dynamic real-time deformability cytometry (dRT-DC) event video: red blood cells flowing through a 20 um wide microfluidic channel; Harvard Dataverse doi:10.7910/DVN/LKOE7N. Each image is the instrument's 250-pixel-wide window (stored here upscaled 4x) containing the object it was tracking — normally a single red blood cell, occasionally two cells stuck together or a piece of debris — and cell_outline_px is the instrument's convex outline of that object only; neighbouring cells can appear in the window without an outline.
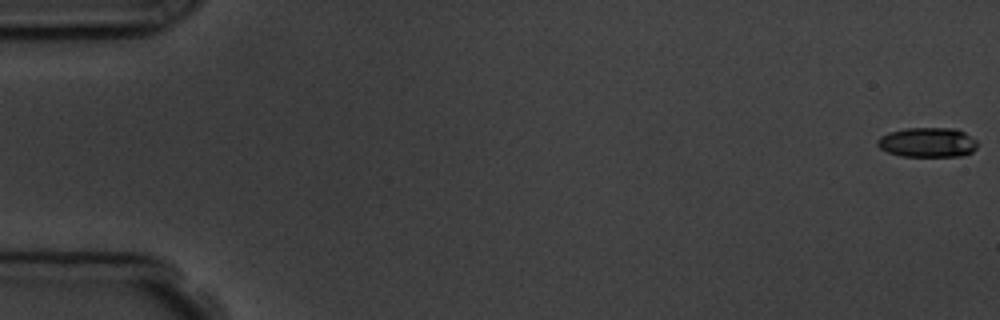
{"species": "common noctule bat (a hibernating species)", "species_latin": "Nyctalus noctula", "temperature_condition": "room temperature", "stored_images_in_passage": 8, "camera_frame_rate_fps": 3000, "um_per_image_px": 0.085, "animal": {"sex": "male", "body_mass_g": 19.5, "forearm_length_mm": 54.6}, "frame": {"image": 1, "passage_image": 1, "time_ms": 0.0, "image_size_px": [1000, 320], "cell_outline_px": [[976, 148], [972, 152], [960, 156], [900, 156], [888, 152], [880, 148], [876, 144], [876, 140], [880, 136], [888, 132], [904, 128], [956, 128], [964, 132], [976, 140]], "centroid_in_image_um": [78.81, 12.09], "position_along_channel_um": 6.2, "area_um2": 17.4}}
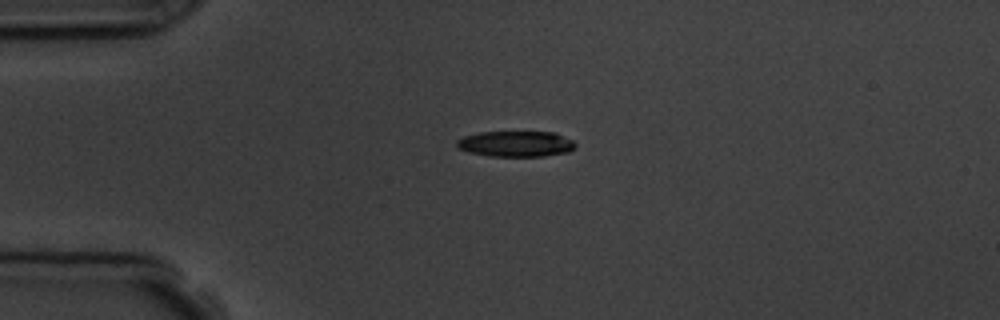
{"frame": {"image": 2, "passage_image": 5, "time_ms": 4.333, "image_size_px": [1000, 320], "cell_outline_px": [[576, 148], [568, 152], [544, 156], [488, 156], [468, 152], [456, 148], [456, 140], [464, 136], [480, 132], [556, 132], [572, 140], [576, 144]], "centroid_in_image_um": [43.84, 12.23], "position_along_channel_um": 41.2, "area_um2": 17.98}}